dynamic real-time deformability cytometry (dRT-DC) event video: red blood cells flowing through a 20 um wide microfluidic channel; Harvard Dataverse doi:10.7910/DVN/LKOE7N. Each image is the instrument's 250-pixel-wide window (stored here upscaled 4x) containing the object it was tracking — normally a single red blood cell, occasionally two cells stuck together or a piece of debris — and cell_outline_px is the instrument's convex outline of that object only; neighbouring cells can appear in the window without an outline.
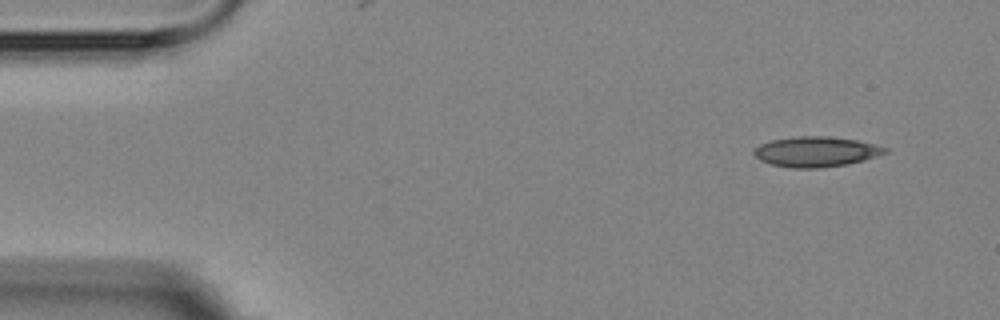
{"species": "Egyptian fruit bat (a non-hibernating species)", "species_latin": "Rousettus aegyptiacus", "temperature_condition": "room temperature", "stored_images_in_passage": 4, "camera_frame_rate_fps": 3000, "um_per_image_px": 0.085, "animal": {"sex": "female"}, "frame": {"image": 1, "passage_image": 1, "time_ms": 0.0, "image_size_px": [1000, 320], "cell_outline_px": [[888, 152], [864, 160], [844, 164], [816, 168], [792, 168], [768, 164], [760, 160], [752, 152], [760, 144], [772, 140], [796, 136], [828, 136], [856, 140], [888, 148]], "centroid_in_image_um": [69.32, 12.89], "position_along_channel_um": 15.7, "area_um2": 22.89}}